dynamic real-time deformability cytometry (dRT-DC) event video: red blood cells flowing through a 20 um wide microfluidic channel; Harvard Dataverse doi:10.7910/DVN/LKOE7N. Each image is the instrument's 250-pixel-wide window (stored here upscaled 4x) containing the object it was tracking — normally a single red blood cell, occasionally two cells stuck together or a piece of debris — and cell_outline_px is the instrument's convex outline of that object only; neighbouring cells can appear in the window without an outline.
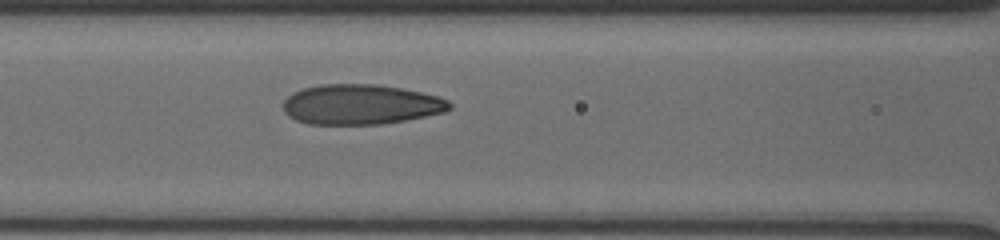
{"species": "human", "species_latin": "Homo sapiens", "temperature_condition": "cold", "stored_images_in_passage": 24, "segment_of_instrument_passage": [1, 2], "camera_frame_rate_fps": 3000, "um_per_image_px": 0.085, "donor": {"sex": "male"}, "frame": {"image": 1, "passage_image": 15, "time_ms": 6.333, "image_size_px": [1000, 240], "cell_outline_px": [[452, 108], [444, 112], [404, 120], [380, 124], [308, 124], [296, 120], [288, 116], [284, 112], [284, 100], [292, 92], [304, 88], [320, 84], [372, 84], [400, 88], [420, 92], [436, 96], [448, 100], [452, 104]], "centroid_in_image_um": [30.64, 8.88], "position_along_channel_um": 136.0, "area_um2": 38.67}}
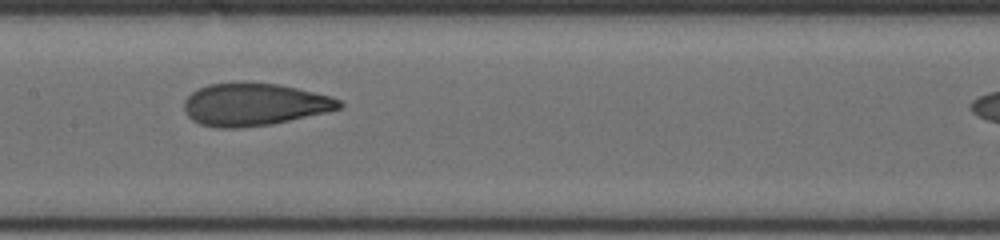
{"frame": {"image": 2, "passage_image": 18, "time_ms": 7.667, "image_size_px": [1000, 240], "cell_outline_px": [[344, 104], [340, 108], [328, 112], [272, 124], [240, 128], [216, 128], [200, 124], [192, 120], [184, 112], [184, 100], [192, 92], [208, 84], [240, 80], [280, 84], [332, 96], [340, 100]], "centroid_in_image_um": [21.6, 8.86], "position_along_channel_um": 185.8, "area_um2": 39.19}}
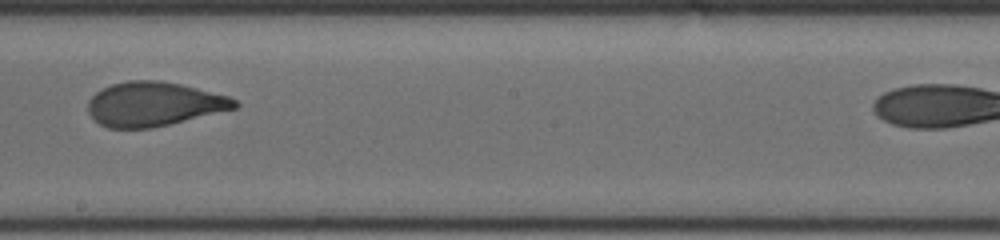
{"frame": {"image": 3, "passage_image": 21, "time_ms": 9.0, "image_size_px": [1000, 240], "cell_outline_px": [[240, 104], [236, 108], [152, 128], [108, 128], [100, 124], [88, 112], [88, 100], [96, 92], [112, 84], [128, 80], [160, 80], [180, 84], [228, 96], [236, 100]], "centroid_in_image_um": [13.06, 8.84], "position_along_channel_um": 235.1, "area_um2": 37.51}}